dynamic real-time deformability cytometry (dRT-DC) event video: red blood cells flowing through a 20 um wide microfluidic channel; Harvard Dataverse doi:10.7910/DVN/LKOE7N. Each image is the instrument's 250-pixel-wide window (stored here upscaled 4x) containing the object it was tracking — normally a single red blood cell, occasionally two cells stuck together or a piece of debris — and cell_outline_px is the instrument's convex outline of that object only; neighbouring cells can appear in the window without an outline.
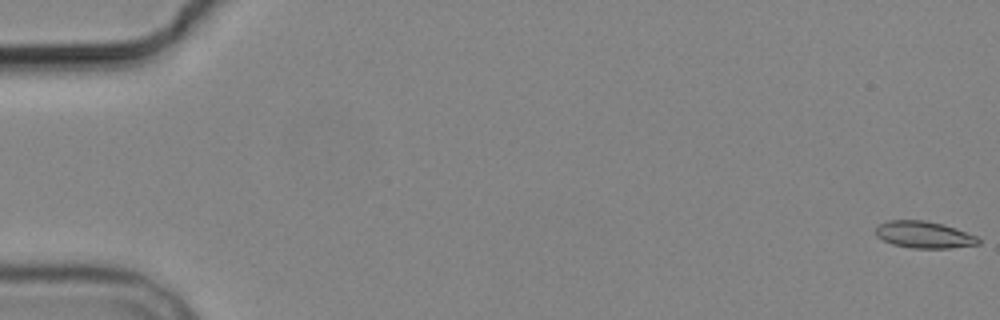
{"species": "common noctule bat (a hibernating species)", "species_latin": "Nyctalus noctula", "temperature_condition": "cold", "stored_images_in_passage": 6, "camera_frame_rate_fps": 3000, "um_per_image_px": 0.085, "animal": {"sex": "male", "body_mass_g": 19.2, "forearm_length_mm": 51.8}, "frame": {"image": 1, "passage_image": 1, "time_ms": 0.0, "image_size_px": [1000, 320], "cell_outline_px": [[980, 244], [948, 248], [912, 248], [892, 244], [876, 236], [876, 228], [880, 224], [888, 220], [924, 220], [944, 224], [976, 236], [980, 240]], "centroid_in_image_um": [78.53, 19.95], "position_along_channel_um": 6.5, "area_um2": 15.95}}
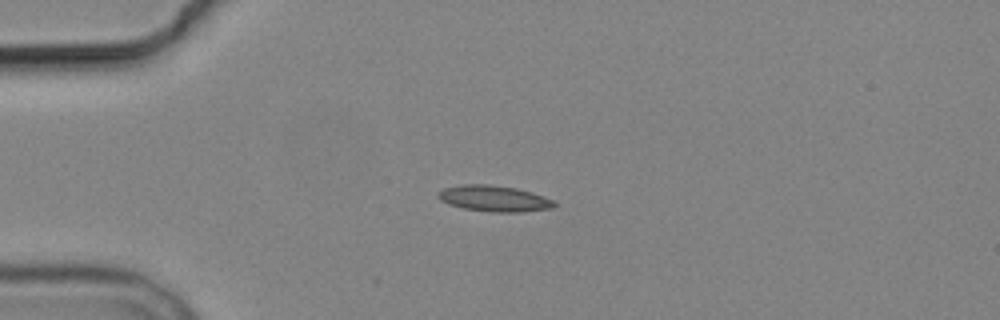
{"frame": {"image": 2, "passage_image": 5, "time_ms": 4.667, "image_size_px": [1000, 320], "cell_outline_px": [[556, 204], [552, 208], [520, 212], [492, 212], [464, 208], [448, 204], [440, 200], [436, 196], [436, 192], [444, 188], [460, 184], [488, 184], [516, 188], [532, 192], [544, 196], [552, 200]], "centroid_in_image_um": [41.95, 16.86], "position_along_channel_um": 43.0, "area_um2": 17.69}}
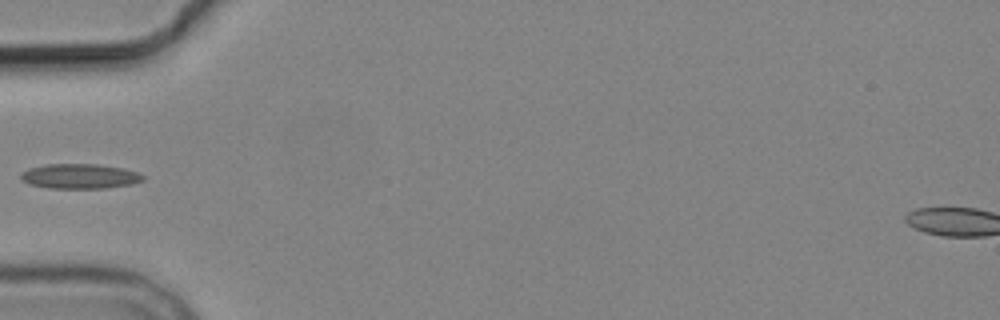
{"frame": {"image": 3, "passage_image": 6, "time_ms": 6.333, "image_size_px": [1000, 320], "cell_outline_px": [[144, 180], [132, 184], [104, 188], [48, 188], [28, 184], [20, 180], [20, 172], [28, 168], [44, 164], [100, 164], [124, 168], [136, 172], [144, 176]], "centroid_in_image_um": [6.73, 14.97], "position_along_channel_um": 78.3, "area_um2": 17.92}}